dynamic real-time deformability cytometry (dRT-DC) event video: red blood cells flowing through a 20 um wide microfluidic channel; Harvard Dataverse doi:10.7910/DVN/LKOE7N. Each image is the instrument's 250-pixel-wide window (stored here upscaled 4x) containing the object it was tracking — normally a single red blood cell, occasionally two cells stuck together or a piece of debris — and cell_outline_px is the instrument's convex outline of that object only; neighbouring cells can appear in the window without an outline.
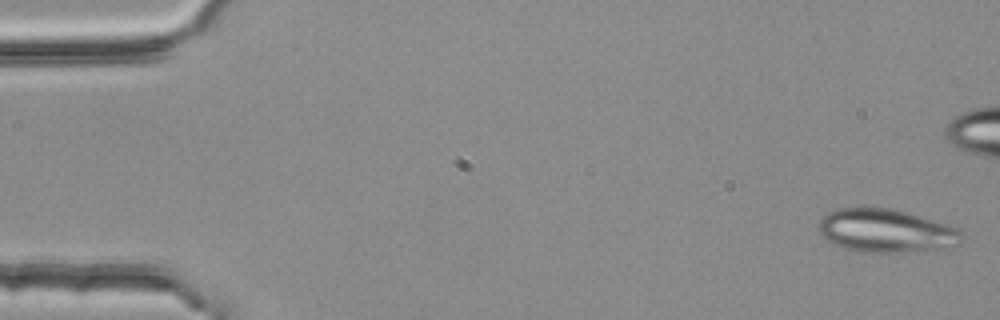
{"species": "common noctule bat (a hibernating species)", "species_latin": "Nyctalus noctula", "temperature_condition": "room temperature", "stored_images_in_passage": 3, "camera_frame_rate_fps": 3000, "um_per_image_px": 0.085, "animal": {"sex": "female", "body_mass_g": 25.1}, "frame": {"image": 1, "passage_image": 3, "time_ms": 0.667, "image_size_px": [1000, 320], "cell_outline_px": [[964, 240], [960, 244], [920, 252], [868, 252], [844, 248], [832, 244], [820, 232], [820, 220], [828, 212], [836, 208], [864, 204], [892, 208], [908, 212], [956, 228], [964, 236]], "centroid_in_image_um": [75.29, 19.58], "position_along_channel_um": 9.7, "area_um2": 36.7}}